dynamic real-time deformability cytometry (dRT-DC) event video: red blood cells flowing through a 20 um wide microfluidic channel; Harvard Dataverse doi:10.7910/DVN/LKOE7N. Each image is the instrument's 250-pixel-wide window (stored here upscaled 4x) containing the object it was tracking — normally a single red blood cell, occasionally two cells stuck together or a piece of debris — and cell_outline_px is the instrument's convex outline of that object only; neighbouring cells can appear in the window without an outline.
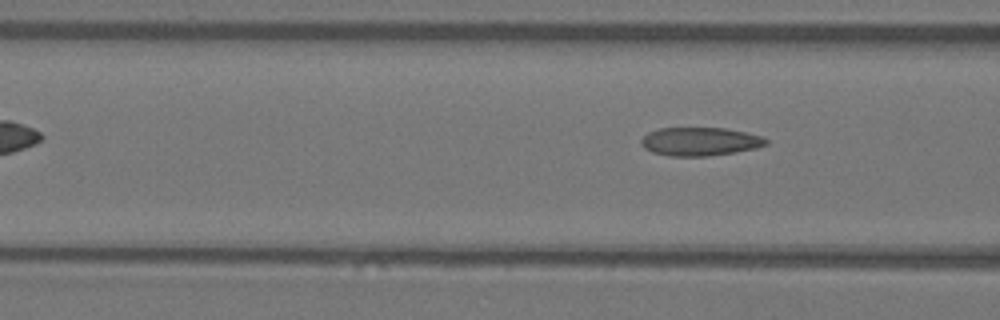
{"species": "Egyptian fruit bat (a non-hibernating species)", "species_latin": "Rousettus aegyptiacus", "temperature_condition": "warm", "stored_images_in_passage": 5, "camera_frame_rate_fps": 3000, "um_per_image_px": 0.085, "animal": {"sex": "female"}, "frame": {"image": 1, "passage_image": 5, "time_ms": 1.333, "image_size_px": [1000, 320], "cell_outline_px": [[768, 144], [756, 148], [708, 156], [668, 156], [652, 152], [644, 148], [640, 144], [640, 140], [648, 132], [660, 128], [724, 128], [744, 132], [760, 136], [768, 140]], "centroid_in_image_um": [59.45, 12.03], "position_along_channel_um": 107.1, "area_um2": 20.58}}